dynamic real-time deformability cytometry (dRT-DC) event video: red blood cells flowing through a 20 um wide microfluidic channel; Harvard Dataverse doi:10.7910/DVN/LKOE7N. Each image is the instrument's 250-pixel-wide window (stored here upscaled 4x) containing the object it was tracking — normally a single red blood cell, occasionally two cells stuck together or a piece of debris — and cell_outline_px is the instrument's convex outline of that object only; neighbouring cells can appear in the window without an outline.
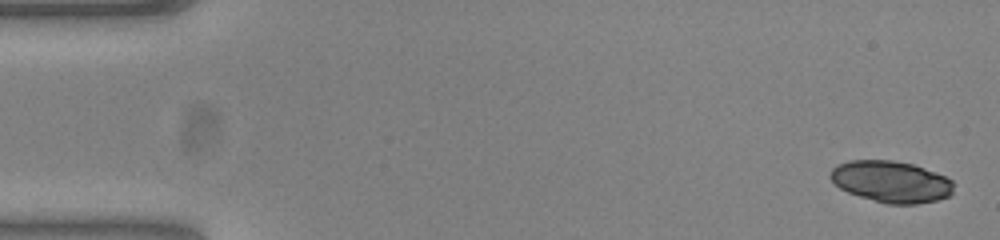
{"species": "common noctule bat (a hibernating species)", "species_latin": "Nyctalus noctula", "temperature_condition": "warm", "stored_images_in_passage": 53, "segment_of_instrument_passage": [1, 2], "camera_frame_rate_fps": 3000, "um_per_image_px": 0.085, "animal": {"sex": "female", "body_mass_g": 23.0, "forearm_length_mm": 53.4}, "frame": {"image": 1, "passage_image": 1, "time_ms": 0.0, "image_size_px": [1000, 240], "cell_outline_px": [[952, 192], [948, 196], [936, 200], [916, 204], [888, 204], [860, 196], [848, 192], [840, 188], [828, 176], [832, 168], [840, 164], [852, 160], [892, 160], [912, 164], [924, 168], [944, 176], [952, 180]], "centroid_in_image_um": [75.73, 15.44], "position_along_channel_um": 9.3, "area_um2": 29.48}}